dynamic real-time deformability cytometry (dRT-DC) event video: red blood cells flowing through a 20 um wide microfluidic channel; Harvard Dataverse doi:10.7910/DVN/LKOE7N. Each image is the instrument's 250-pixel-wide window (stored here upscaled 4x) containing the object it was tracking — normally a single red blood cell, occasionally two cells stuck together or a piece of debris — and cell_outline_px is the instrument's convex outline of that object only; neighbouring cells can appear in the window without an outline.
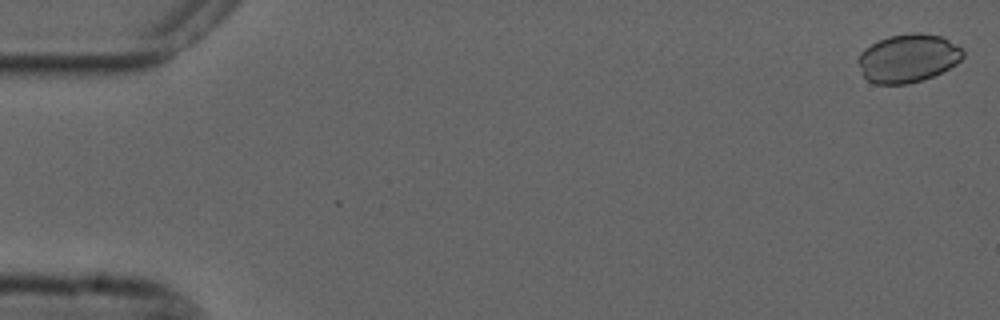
{"species": "common noctule bat (a hibernating species)", "species_latin": "Nyctalus noctula", "temperature_condition": "cold", "stored_images_in_passage": 56, "camera_frame_rate_fps": 3000, "um_per_image_px": 0.085, "animal": {"sex": "male", "forearm_length_mm": 52.5}, "frame": {"image": 1, "passage_image": 1, "time_ms": 0.0, "image_size_px": [1000, 320], "cell_outline_px": [[964, 56], [956, 64], [932, 76], [908, 84], [876, 84], [868, 80], [864, 76], [856, 60], [860, 52], [864, 48], [888, 36], [912, 32], [920, 32], [940, 36], [956, 44], [964, 52]], "centroid_in_image_um": [77.15, 4.94], "position_along_channel_um": 7.8, "area_um2": 29.42}}
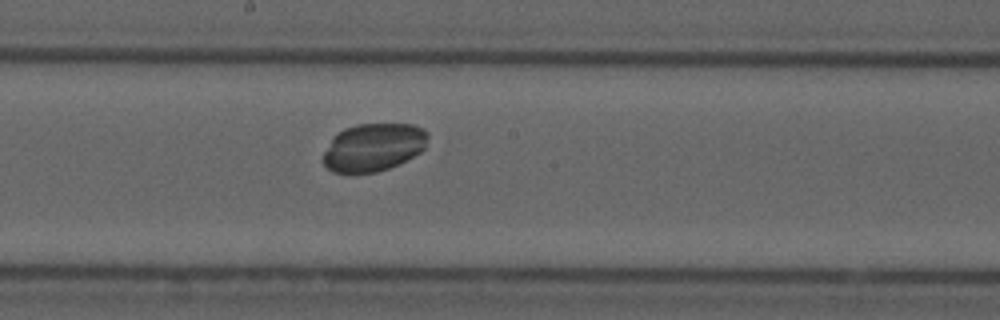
{"frame": {"image": 2, "passage_image": 30, "time_ms": 9.667, "image_size_px": [1000, 320], "cell_outline_px": [[428, 136], [424, 148], [420, 152], [388, 168], [376, 172], [332, 172], [324, 164], [324, 152], [332, 136], [344, 128], [356, 124], [412, 124], [424, 128], [428, 132]], "centroid_in_image_um": [31.73, 12.49], "position_along_channel_um": 216.5, "area_um2": 29.02}}
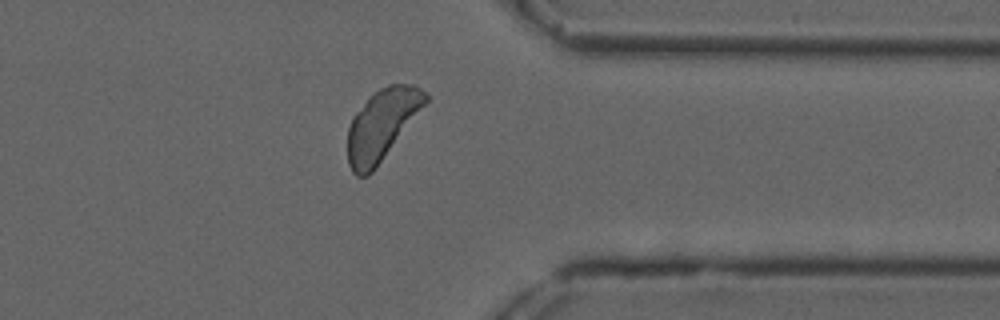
{"frame": {"image": 3, "passage_image": 44, "time_ms": 14.333, "image_size_px": [1000, 320], "cell_outline_px": [[428, 100], [376, 168], [368, 176], [356, 176], [352, 172], [348, 164], [348, 128], [352, 116], [380, 88], [388, 84], [412, 84], [428, 92]], "centroid_in_image_um": [32.45, 10.61], "position_along_channel_um": 379.0, "area_um2": 31.56}}